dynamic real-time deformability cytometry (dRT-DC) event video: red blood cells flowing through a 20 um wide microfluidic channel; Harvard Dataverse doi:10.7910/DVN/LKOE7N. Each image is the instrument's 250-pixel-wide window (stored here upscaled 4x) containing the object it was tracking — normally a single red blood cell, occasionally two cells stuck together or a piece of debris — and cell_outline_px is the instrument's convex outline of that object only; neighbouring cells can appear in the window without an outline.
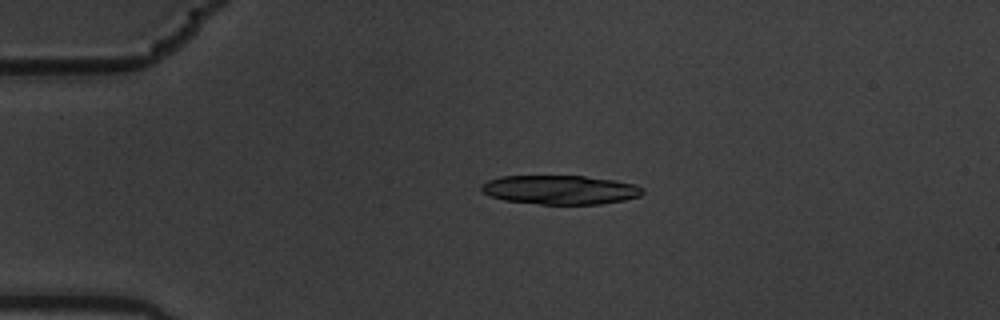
{"species": "common noctule bat (a hibernating species)", "species_latin": "Nyctalus noctula", "temperature_condition": "warm", "stored_images_in_passage": 4, "camera_frame_rate_fps": 3000, "um_per_image_px": 0.085, "animal": {"sex": "male", "body_mass_g": 19.5, "forearm_length_mm": 54.6}, "frame": {"image": 1, "passage_image": 3, "time_ms": 0.667, "image_size_px": [1000, 320], "cell_outline_px": [[644, 192], [640, 196], [624, 200], [600, 204], [540, 204], [504, 200], [492, 196], [484, 192], [480, 188], [480, 184], [488, 180], [500, 176], [584, 176], [612, 180], [636, 184], [644, 188]], "centroid_in_image_um": [47.63, 16.13], "position_along_channel_um": 37.4, "area_um2": 27.28}}